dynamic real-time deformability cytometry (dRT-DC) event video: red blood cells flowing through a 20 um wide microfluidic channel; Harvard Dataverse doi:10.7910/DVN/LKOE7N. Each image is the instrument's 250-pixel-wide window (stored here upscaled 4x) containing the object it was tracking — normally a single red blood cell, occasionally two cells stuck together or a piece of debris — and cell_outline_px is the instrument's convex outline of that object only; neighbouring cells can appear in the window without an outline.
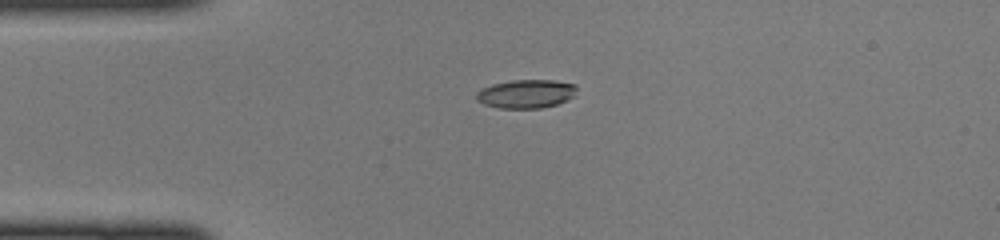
{"species": "common noctule bat (a hibernating species)", "species_latin": "Nyctalus noctula", "temperature_condition": "cold", "stored_images_in_passage": 37, "camera_frame_rate_fps": 3000, "um_per_image_px": 0.085, "animal": {"sex": "female", "body_mass_g": 22.0, "forearm_length_mm": 56.7}, "frame": {"image": 1, "passage_image": 1, "time_ms": 0.0, "image_size_px": [1000, 240], "cell_outline_px": [[576, 88], [572, 96], [556, 104], [540, 108], [500, 108], [484, 104], [476, 100], [476, 92], [480, 88], [492, 84], [512, 80], [552, 80], [576, 84]], "centroid_in_image_um": [44.65, 7.96], "position_along_channel_um": 40.3, "area_um2": 16.59}}
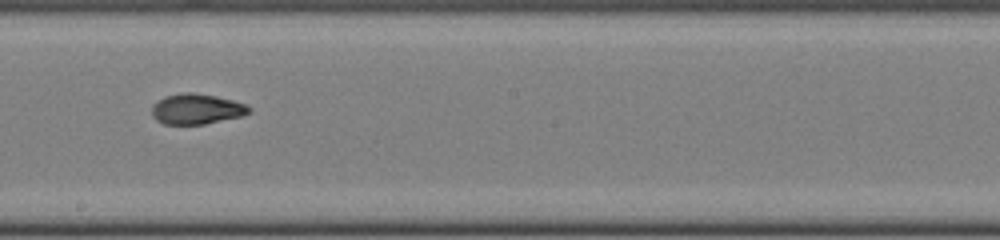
{"frame": {"image": 2, "passage_image": 16, "time_ms": 5.0, "image_size_px": [1000, 240], "cell_outline_px": [[252, 112], [240, 116], [204, 124], [164, 124], [156, 120], [152, 116], [152, 104], [156, 100], [164, 96], [184, 92], [192, 92], [216, 96], [248, 104], [252, 108]], "centroid_in_image_um": [16.7, 9.25], "position_along_channel_um": 231.5, "area_um2": 17.4}}
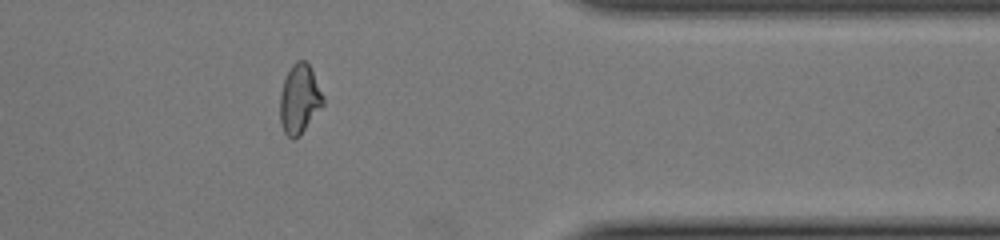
{"frame": {"image": 3, "passage_image": 28, "time_ms": 9.0, "image_size_px": [1000, 240], "cell_outline_px": [[324, 104], [300, 136], [292, 140], [284, 132], [280, 124], [280, 92], [284, 80], [292, 64], [296, 60], [308, 60], [324, 96]], "centroid_in_image_um": [25.46, 8.41], "position_along_channel_um": 385.9, "area_um2": 17.69}}